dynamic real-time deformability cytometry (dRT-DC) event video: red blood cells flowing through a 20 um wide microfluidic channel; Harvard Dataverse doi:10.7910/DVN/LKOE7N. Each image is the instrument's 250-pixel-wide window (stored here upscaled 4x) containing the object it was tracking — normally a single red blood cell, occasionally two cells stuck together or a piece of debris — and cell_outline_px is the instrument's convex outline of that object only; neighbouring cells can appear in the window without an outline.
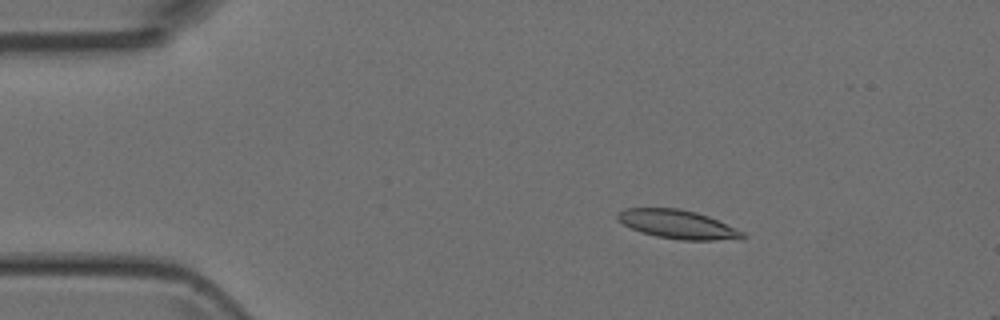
{"species": "Egyptian fruit bat (a non-hibernating species)", "species_latin": "Rousettus aegyptiacus", "temperature_condition": "room temperature", "stored_images_in_passage": 9, "camera_frame_rate_fps": 3000, "um_per_image_px": 0.085, "animal": {"sex": "female"}, "frame": {"image": 1, "passage_image": 3, "time_ms": 2.333, "image_size_px": [1000, 320], "cell_outline_px": [[748, 236], [744, 240], [680, 240], [656, 236], [640, 232], [616, 220], [616, 216], [624, 208], [680, 208], [696, 212], [708, 216], [736, 228], [744, 232]], "centroid_in_image_um": [57.66, 19.08], "position_along_channel_um": 27.3, "area_um2": 21.15}}
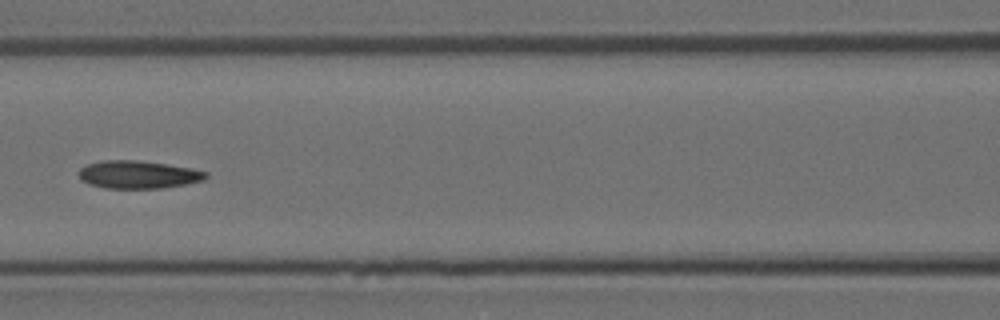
{"frame": {"image": 2, "passage_image": 7, "time_ms": 7.0, "image_size_px": [1000, 320], "cell_outline_px": [[208, 176], [204, 180], [188, 184], [160, 188], [104, 188], [88, 184], [80, 180], [76, 172], [84, 164], [100, 160], [136, 160], [192, 168], [208, 172]], "centroid_in_image_um": [11.68, 14.84], "position_along_channel_um": 154.9, "area_um2": 20.92}}
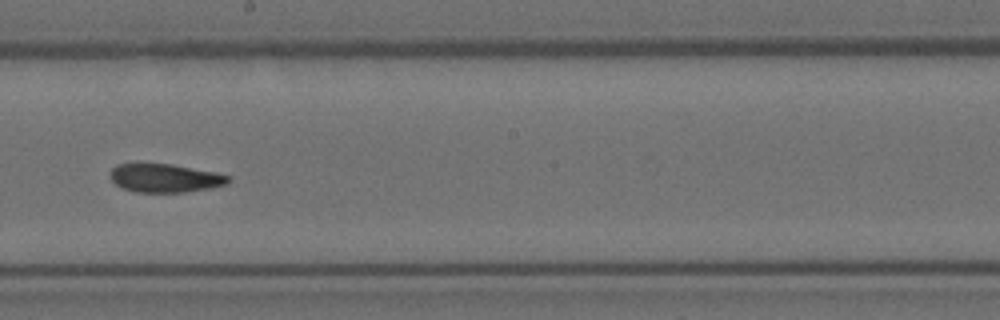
{"frame": {"image": 3, "passage_image": 9, "time_ms": 9.0, "image_size_px": [1000, 320], "cell_outline_px": [[232, 180], [228, 184], [208, 188], [184, 192], [136, 192], [124, 188], [116, 184], [108, 176], [112, 168], [116, 164], [172, 164], [216, 172], [232, 176]], "centroid_in_image_um": [14.06, 15.13], "position_along_channel_um": 234.1, "area_um2": 19.65}}